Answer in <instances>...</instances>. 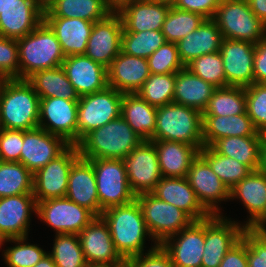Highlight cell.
Returning <instances> with one entry per match:
<instances>
[{
  "instance_id": "cell-29",
  "label": "cell",
  "mask_w": 266,
  "mask_h": 267,
  "mask_svg": "<svg viewBox=\"0 0 266 267\" xmlns=\"http://www.w3.org/2000/svg\"><path fill=\"white\" fill-rule=\"evenodd\" d=\"M58 39L65 55L85 54L94 22L81 18H44Z\"/></svg>"
},
{
  "instance_id": "cell-4",
  "label": "cell",
  "mask_w": 266,
  "mask_h": 267,
  "mask_svg": "<svg viewBox=\"0 0 266 267\" xmlns=\"http://www.w3.org/2000/svg\"><path fill=\"white\" fill-rule=\"evenodd\" d=\"M17 44L19 79L27 80L35 72L62 66L66 58L55 33L44 21L17 39Z\"/></svg>"
},
{
  "instance_id": "cell-66",
  "label": "cell",
  "mask_w": 266,
  "mask_h": 267,
  "mask_svg": "<svg viewBox=\"0 0 266 267\" xmlns=\"http://www.w3.org/2000/svg\"><path fill=\"white\" fill-rule=\"evenodd\" d=\"M0 105H1V79H0Z\"/></svg>"
},
{
  "instance_id": "cell-28",
  "label": "cell",
  "mask_w": 266,
  "mask_h": 267,
  "mask_svg": "<svg viewBox=\"0 0 266 267\" xmlns=\"http://www.w3.org/2000/svg\"><path fill=\"white\" fill-rule=\"evenodd\" d=\"M239 199L250 214L244 223L251 228L266 211V174L260 170L252 171L248 176L229 190V199Z\"/></svg>"
},
{
  "instance_id": "cell-26",
  "label": "cell",
  "mask_w": 266,
  "mask_h": 267,
  "mask_svg": "<svg viewBox=\"0 0 266 267\" xmlns=\"http://www.w3.org/2000/svg\"><path fill=\"white\" fill-rule=\"evenodd\" d=\"M152 193L164 202L183 210L194 221L211 216L198 201L187 177H162Z\"/></svg>"
},
{
  "instance_id": "cell-56",
  "label": "cell",
  "mask_w": 266,
  "mask_h": 267,
  "mask_svg": "<svg viewBox=\"0 0 266 267\" xmlns=\"http://www.w3.org/2000/svg\"><path fill=\"white\" fill-rule=\"evenodd\" d=\"M251 11L266 25V0H247Z\"/></svg>"
},
{
  "instance_id": "cell-57",
  "label": "cell",
  "mask_w": 266,
  "mask_h": 267,
  "mask_svg": "<svg viewBox=\"0 0 266 267\" xmlns=\"http://www.w3.org/2000/svg\"><path fill=\"white\" fill-rule=\"evenodd\" d=\"M258 170L266 174V134L262 135L260 165Z\"/></svg>"
},
{
  "instance_id": "cell-44",
  "label": "cell",
  "mask_w": 266,
  "mask_h": 267,
  "mask_svg": "<svg viewBox=\"0 0 266 267\" xmlns=\"http://www.w3.org/2000/svg\"><path fill=\"white\" fill-rule=\"evenodd\" d=\"M56 267H83L86 264L77 234H56L48 252Z\"/></svg>"
},
{
  "instance_id": "cell-42",
  "label": "cell",
  "mask_w": 266,
  "mask_h": 267,
  "mask_svg": "<svg viewBox=\"0 0 266 267\" xmlns=\"http://www.w3.org/2000/svg\"><path fill=\"white\" fill-rule=\"evenodd\" d=\"M175 73L152 74L136 92L152 106L160 107L173 102Z\"/></svg>"
},
{
  "instance_id": "cell-10",
  "label": "cell",
  "mask_w": 266,
  "mask_h": 267,
  "mask_svg": "<svg viewBox=\"0 0 266 267\" xmlns=\"http://www.w3.org/2000/svg\"><path fill=\"white\" fill-rule=\"evenodd\" d=\"M38 218L54 229L56 234H79L97 216L67 197L37 202Z\"/></svg>"
},
{
  "instance_id": "cell-27",
  "label": "cell",
  "mask_w": 266,
  "mask_h": 267,
  "mask_svg": "<svg viewBox=\"0 0 266 267\" xmlns=\"http://www.w3.org/2000/svg\"><path fill=\"white\" fill-rule=\"evenodd\" d=\"M65 197L99 216V199L93 165L79 158L71 167Z\"/></svg>"
},
{
  "instance_id": "cell-48",
  "label": "cell",
  "mask_w": 266,
  "mask_h": 267,
  "mask_svg": "<svg viewBox=\"0 0 266 267\" xmlns=\"http://www.w3.org/2000/svg\"><path fill=\"white\" fill-rule=\"evenodd\" d=\"M149 71L152 74L177 73L185 66L181 62L178 48L174 42H166L148 58Z\"/></svg>"
},
{
  "instance_id": "cell-34",
  "label": "cell",
  "mask_w": 266,
  "mask_h": 267,
  "mask_svg": "<svg viewBox=\"0 0 266 267\" xmlns=\"http://www.w3.org/2000/svg\"><path fill=\"white\" fill-rule=\"evenodd\" d=\"M157 107L150 105L137 93H124L121 116L143 138L150 140L156 128Z\"/></svg>"
},
{
  "instance_id": "cell-50",
  "label": "cell",
  "mask_w": 266,
  "mask_h": 267,
  "mask_svg": "<svg viewBox=\"0 0 266 267\" xmlns=\"http://www.w3.org/2000/svg\"><path fill=\"white\" fill-rule=\"evenodd\" d=\"M241 238L247 243L248 267H266V234L245 228Z\"/></svg>"
},
{
  "instance_id": "cell-21",
  "label": "cell",
  "mask_w": 266,
  "mask_h": 267,
  "mask_svg": "<svg viewBox=\"0 0 266 267\" xmlns=\"http://www.w3.org/2000/svg\"><path fill=\"white\" fill-rule=\"evenodd\" d=\"M171 5L163 0H132L116 12L123 23V32L161 31Z\"/></svg>"
},
{
  "instance_id": "cell-1",
  "label": "cell",
  "mask_w": 266,
  "mask_h": 267,
  "mask_svg": "<svg viewBox=\"0 0 266 267\" xmlns=\"http://www.w3.org/2000/svg\"><path fill=\"white\" fill-rule=\"evenodd\" d=\"M107 223L113 244L126 261L144 253L147 235L157 244L147 230L142 210L138 201L107 208L101 213Z\"/></svg>"
},
{
  "instance_id": "cell-5",
  "label": "cell",
  "mask_w": 266,
  "mask_h": 267,
  "mask_svg": "<svg viewBox=\"0 0 266 267\" xmlns=\"http://www.w3.org/2000/svg\"><path fill=\"white\" fill-rule=\"evenodd\" d=\"M203 116L195 108L177 103L157 107L156 128L150 140H168L204 147Z\"/></svg>"
},
{
  "instance_id": "cell-61",
  "label": "cell",
  "mask_w": 266,
  "mask_h": 267,
  "mask_svg": "<svg viewBox=\"0 0 266 267\" xmlns=\"http://www.w3.org/2000/svg\"><path fill=\"white\" fill-rule=\"evenodd\" d=\"M132 0H105L106 4L113 10L117 11L122 5Z\"/></svg>"
},
{
  "instance_id": "cell-60",
  "label": "cell",
  "mask_w": 266,
  "mask_h": 267,
  "mask_svg": "<svg viewBox=\"0 0 266 267\" xmlns=\"http://www.w3.org/2000/svg\"><path fill=\"white\" fill-rule=\"evenodd\" d=\"M33 267H56L51 255L47 253L43 258Z\"/></svg>"
},
{
  "instance_id": "cell-8",
  "label": "cell",
  "mask_w": 266,
  "mask_h": 267,
  "mask_svg": "<svg viewBox=\"0 0 266 267\" xmlns=\"http://www.w3.org/2000/svg\"><path fill=\"white\" fill-rule=\"evenodd\" d=\"M150 237L161 244L166 238L177 234L194 220L183 210L164 202L153 193L136 196Z\"/></svg>"
},
{
  "instance_id": "cell-24",
  "label": "cell",
  "mask_w": 266,
  "mask_h": 267,
  "mask_svg": "<svg viewBox=\"0 0 266 267\" xmlns=\"http://www.w3.org/2000/svg\"><path fill=\"white\" fill-rule=\"evenodd\" d=\"M149 76L147 59L122 51L107 68L108 86L121 93H136Z\"/></svg>"
},
{
  "instance_id": "cell-43",
  "label": "cell",
  "mask_w": 266,
  "mask_h": 267,
  "mask_svg": "<svg viewBox=\"0 0 266 267\" xmlns=\"http://www.w3.org/2000/svg\"><path fill=\"white\" fill-rule=\"evenodd\" d=\"M166 42L162 31L122 32L121 51L147 59Z\"/></svg>"
},
{
  "instance_id": "cell-15",
  "label": "cell",
  "mask_w": 266,
  "mask_h": 267,
  "mask_svg": "<svg viewBox=\"0 0 266 267\" xmlns=\"http://www.w3.org/2000/svg\"><path fill=\"white\" fill-rule=\"evenodd\" d=\"M204 241L205 219L193 221L160 245L169 254L174 267H201Z\"/></svg>"
},
{
  "instance_id": "cell-46",
  "label": "cell",
  "mask_w": 266,
  "mask_h": 267,
  "mask_svg": "<svg viewBox=\"0 0 266 267\" xmlns=\"http://www.w3.org/2000/svg\"><path fill=\"white\" fill-rule=\"evenodd\" d=\"M27 239L28 237L8 239L10 243H15L2 254L8 267H33L48 253L37 244H28Z\"/></svg>"
},
{
  "instance_id": "cell-14",
  "label": "cell",
  "mask_w": 266,
  "mask_h": 267,
  "mask_svg": "<svg viewBox=\"0 0 266 267\" xmlns=\"http://www.w3.org/2000/svg\"><path fill=\"white\" fill-rule=\"evenodd\" d=\"M187 179L204 209L210 215H221L218 205L230 200L229 189L200 154L191 162Z\"/></svg>"
},
{
  "instance_id": "cell-36",
  "label": "cell",
  "mask_w": 266,
  "mask_h": 267,
  "mask_svg": "<svg viewBox=\"0 0 266 267\" xmlns=\"http://www.w3.org/2000/svg\"><path fill=\"white\" fill-rule=\"evenodd\" d=\"M27 81L33 86L39 98L54 97L71 101L79 100V96L62 66L35 72Z\"/></svg>"
},
{
  "instance_id": "cell-39",
  "label": "cell",
  "mask_w": 266,
  "mask_h": 267,
  "mask_svg": "<svg viewBox=\"0 0 266 267\" xmlns=\"http://www.w3.org/2000/svg\"><path fill=\"white\" fill-rule=\"evenodd\" d=\"M199 154L229 190L252 172L248 166L233 158L220 155L211 146L202 147Z\"/></svg>"
},
{
  "instance_id": "cell-22",
  "label": "cell",
  "mask_w": 266,
  "mask_h": 267,
  "mask_svg": "<svg viewBox=\"0 0 266 267\" xmlns=\"http://www.w3.org/2000/svg\"><path fill=\"white\" fill-rule=\"evenodd\" d=\"M32 212H37L33 194L0 198V233L7 239L28 237Z\"/></svg>"
},
{
  "instance_id": "cell-65",
  "label": "cell",
  "mask_w": 266,
  "mask_h": 267,
  "mask_svg": "<svg viewBox=\"0 0 266 267\" xmlns=\"http://www.w3.org/2000/svg\"><path fill=\"white\" fill-rule=\"evenodd\" d=\"M164 2L173 5L177 0H163Z\"/></svg>"
},
{
  "instance_id": "cell-18",
  "label": "cell",
  "mask_w": 266,
  "mask_h": 267,
  "mask_svg": "<svg viewBox=\"0 0 266 267\" xmlns=\"http://www.w3.org/2000/svg\"><path fill=\"white\" fill-rule=\"evenodd\" d=\"M79 241L86 263L125 266V260L117 252L107 223L97 216L79 234Z\"/></svg>"
},
{
  "instance_id": "cell-7",
  "label": "cell",
  "mask_w": 266,
  "mask_h": 267,
  "mask_svg": "<svg viewBox=\"0 0 266 267\" xmlns=\"http://www.w3.org/2000/svg\"><path fill=\"white\" fill-rule=\"evenodd\" d=\"M94 168L99 199V216L107 208L136 199L126 175L123 159H86Z\"/></svg>"
},
{
  "instance_id": "cell-58",
  "label": "cell",
  "mask_w": 266,
  "mask_h": 267,
  "mask_svg": "<svg viewBox=\"0 0 266 267\" xmlns=\"http://www.w3.org/2000/svg\"><path fill=\"white\" fill-rule=\"evenodd\" d=\"M251 229L266 234V211L263 216L251 227Z\"/></svg>"
},
{
  "instance_id": "cell-31",
  "label": "cell",
  "mask_w": 266,
  "mask_h": 267,
  "mask_svg": "<svg viewBox=\"0 0 266 267\" xmlns=\"http://www.w3.org/2000/svg\"><path fill=\"white\" fill-rule=\"evenodd\" d=\"M157 151L163 177L184 178L188 176L191 162L199 154L192 145L168 140H149Z\"/></svg>"
},
{
  "instance_id": "cell-53",
  "label": "cell",
  "mask_w": 266,
  "mask_h": 267,
  "mask_svg": "<svg viewBox=\"0 0 266 267\" xmlns=\"http://www.w3.org/2000/svg\"><path fill=\"white\" fill-rule=\"evenodd\" d=\"M221 0H177L172 6L183 11L202 15L205 19H212Z\"/></svg>"
},
{
  "instance_id": "cell-11",
  "label": "cell",
  "mask_w": 266,
  "mask_h": 267,
  "mask_svg": "<svg viewBox=\"0 0 266 267\" xmlns=\"http://www.w3.org/2000/svg\"><path fill=\"white\" fill-rule=\"evenodd\" d=\"M80 158L76 145H70L61 155L33 174V196L36 202L65 197L72 165Z\"/></svg>"
},
{
  "instance_id": "cell-19",
  "label": "cell",
  "mask_w": 266,
  "mask_h": 267,
  "mask_svg": "<svg viewBox=\"0 0 266 267\" xmlns=\"http://www.w3.org/2000/svg\"><path fill=\"white\" fill-rule=\"evenodd\" d=\"M71 144L64 138L38 127L23 131L22 163L33 174L61 155Z\"/></svg>"
},
{
  "instance_id": "cell-37",
  "label": "cell",
  "mask_w": 266,
  "mask_h": 267,
  "mask_svg": "<svg viewBox=\"0 0 266 267\" xmlns=\"http://www.w3.org/2000/svg\"><path fill=\"white\" fill-rule=\"evenodd\" d=\"M112 12L105 0H56L44 13V18H81L97 22Z\"/></svg>"
},
{
  "instance_id": "cell-51",
  "label": "cell",
  "mask_w": 266,
  "mask_h": 267,
  "mask_svg": "<svg viewBox=\"0 0 266 267\" xmlns=\"http://www.w3.org/2000/svg\"><path fill=\"white\" fill-rule=\"evenodd\" d=\"M23 131L0 128V157L4 162H20Z\"/></svg>"
},
{
  "instance_id": "cell-12",
  "label": "cell",
  "mask_w": 266,
  "mask_h": 267,
  "mask_svg": "<svg viewBox=\"0 0 266 267\" xmlns=\"http://www.w3.org/2000/svg\"><path fill=\"white\" fill-rule=\"evenodd\" d=\"M126 175L135 196L152 193L163 177L154 144L144 140L124 159Z\"/></svg>"
},
{
  "instance_id": "cell-20",
  "label": "cell",
  "mask_w": 266,
  "mask_h": 267,
  "mask_svg": "<svg viewBox=\"0 0 266 267\" xmlns=\"http://www.w3.org/2000/svg\"><path fill=\"white\" fill-rule=\"evenodd\" d=\"M227 86L247 87L254 83L255 44L223 39L220 47Z\"/></svg>"
},
{
  "instance_id": "cell-62",
  "label": "cell",
  "mask_w": 266,
  "mask_h": 267,
  "mask_svg": "<svg viewBox=\"0 0 266 267\" xmlns=\"http://www.w3.org/2000/svg\"><path fill=\"white\" fill-rule=\"evenodd\" d=\"M16 0H0V14L3 9L8 7L10 4L15 2Z\"/></svg>"
},
{
  "instance_id": "cell-33",
  "label": "cell",
  "mask_w": 266,
  "mask_h": 267,
  "mask_svg": "<svg viewBox=\"0 0 266 267\" xmlns=\"http://www.w3.org/2000/svg\"><path fill=\"white\" fill-rule=\"evenodd\" d=\"M216 89L184 67L175 73L173 102L203 112Z\"/></svg>"
},
{
  "instance_id": "cell-52",
  "label": "cell",
  "mask_w": 266,
  "mask_h": 267,
  "mask_svg": "<svg viewBox=\"0 0 266 267\" xmlns=\"http://www.w3.org/2000/svg\"><path fill=\"white\" fill-rule=\"evenodd\" d=\"M126 267H174L169 254L160 244H154L147 253L127 259Z\"/></svg>"
},
{
  "instance_id": "cell-49",
  "label": "cell",
  "mask_w": 266,
  "mask_h": 267,
  "mask_svg": "<svg viewBox=\"0 0 266 267\" xmlns=\"http://www.w3.org/2000/svg\"><path fill=\"white\" fill-rule=\"evenodd\" d=\"M19 79L17 39L0 35V79Z\"/></svg>"
},
{
  "instance_id": "cell-6",
  "label": "cell",
  "mask_w": 266,
  "mask_h": 267,
  "mask_svg": "<svg viewBox=\"0 0 266 267\" xmlns=\"http://www.w3.org/2000/svg\"><path fill=\"white\" fill-rule=\"evenodd\" d=\"M212 20L223 39L256 44L266 36V25L251 11L247 0H221Z\"/></svg>"
},
{
  "instance_id": "cell-64",
  "label": "cell",
  "mask_w": 266,
  "mask_h": 267,
  "mask_svg": "<svg viewBox=\"0 0 266 267\" xmlns=\"http://www.w3.org/2000/svg\"><path fill=\"white\" fill-rule=\"evenodd\" d=\"M6 242H9L8 239L2 233H0V247H2V245H4Z\"/></svg>"
},
{
  "instance_id": "cell-59",
  "label": "cell",
  "mask_w": 266,
  "mask_h": 267,
  "mask_svg": "<svg viewBox=\"0 0 266 267\" xmlns=\"http://www.w3.org/2000/svg\"><path fill=\"white\" fill-rule=\"evenodd\" d=\"M36 6L43 12H47L56 0H33Z\"/></svg>"
},
{
  "instance_id": "cell-55",
  "label": "cell",
  "mask_w": 266,
  "mask_h": 267,
  "mask_svg": "<svg viewBox=\"0 0 266 267\" xmlns=\"http://www.w3.org/2000/svg\"><path fill=\"white\" fill-rule=\"evenodd\" d=\"M254 83H266V36L255 44Z\"/></svg>"
},
{
  "instance_id": "cell-23",
  "label": "cell",
  "mask_w": 266,
  "mask_h": 267,
  "mask_svg": "<svg viewBox=\"0 0 266 267\" xmlns=\"http://www.w3.org/2000/svg\"><path fill=\"white\" fill-rule=\"evenodd\" d=\"M62 67L79 97L104 90L107 68L85 54L67 56Z\"/></svg>"
},
{
  "instance_id": "cell-3",
  "label": "cell",
  "mask_w": 266,
  "mask_h": 267,
  "mask_svg": "<svg viewBox=\"0 0 266 267\" xmlns=\"http://www.w3.org/2000/svg\"><path fill=\"white\" fill-rule=\"evenodd\" d=\"M39 108L40 98L27 80L1 79L0 128H38Z\"/></svg>"
},
{
  "instance_id": "cell-2",
  "label": "cell",
  "mask_w": 266,
  "mask_h": 267,
  "mask_svg": "<svg viewBox=\"0 0 266 267\" xmlns=\"http://www.w3.org/2000/svg\"><path fill=\"white\" fill-rule=\"evenodd\" d=\"M143 141L120 116L86 134L76 146L83 159H124Z\"/></svg>"
},
{
  "instance_id": "cell-40",
  "label": "cell",
  "mask_w": 266,
  "mask_h": 267,
  "mask_svg": "<svg viewBox=\"0 0 266 267\" xmlns=\"http://www.w3.org/2000/svg\"><path fill=\"white\" fill-rule=\"evenodd\" d=\"M33 194V173L20 162L0 161V198Z\"/></svg>"
},
{
  "instance_id": "cell-9",
  "label": "cell",
  "mask_w": 266,
  "mask_h": 267,
  "mask_svg": "<svg viewBox=\"0 0 266 267\" xmlns=\"http://www.w3.org/2000/svg\"><path fill=\"white\" fill-rule=\"evenodd\" d=\"M123 94L107 86L104 90L79 97L77 143L92 130L121 116Z\"/></svg>"
},
{
  "instance_id": "cell-63",
  "label": "cell",
  "mask_w": 266,
  "mask_h": 267,
  "mask_svg": "<svg viewBox=\"0 0 266 267\" xmlns=\"http://www.w3.org/2000/svg\"><path fill=\"white\" fill-rule=\"evenodd\" d=\"M83 267H111L106 264L86 263Z\"/></svg>"
},
{
  "instance_id": "cell-32",
  "label": "cell",
  "mask_w": 266,
  "mask_h": 267,
  "mask_svg": "<svg viewBox=\"0 0 266 267\" xmlns=\"http://www.w3.org/2000/svg\"><path fill=\"white\" fill-rule=\"evenodd\" d=\"M202 116L204 146H212L220 138L257 136L259 134L246 112L233 116Z\"/></svg>"
},
{
  "instance_id": "cell-54",
  "label": "cell",
  "mask_w": 266,
  "mask_h": 267,
  "mask_svg": "<svg viewBox=\"0 0 266 267\" xmlns=\"http://www.w3.org/2000/svg\"><path fill=\"white\" fill-rule=\"evenodd\" d=\"M219 267H248L247 243L242 238L226 253Z\"/></svg>"
},
{
  "instance_id": "cell-41",
  "label": "cell",
  "mask_w": 266,
  "mask_h": 267,
  "mask_svg": "<svg viewBox=\"0 0 266 267\" xmlns=\"http://www.w3.org/2000/svg\"><path fill=\"white\" fill-rule=\"evenodd\" d=\"M205 18L197 13L170 7L162 26V33L167 42L177 43L189 33L195 31Z\"/></svg>"
},
{
  "instance_id": "cell-16",
  "label": "cell",
  "mask_w": 266,
  "mask_h": 267,
  "mask_svg": "<svg viewBox=\"0 0 266 267\" xmlns=\"http://www.w3.org/2000/svg\"><path fill=\"white\" fill-rule=\"evenodd\" d=\"M78 101L63 98H40L39 127L50 134L77 144Z\"/></svg>"
},
{
  "instance_id": "cell-30",
  "label": "cell",
  "mask_w": 266,
  "mask_h": 267,
  "mask_svg": "<svg viewBox=\"0 0 266 267\" xmlns=\"http://www.w3.org/2000/svg\"><path fill=\"white\" fill-rule=\"evenodd\" d=\"M222 40L216 23L205 19L195 31L176 43L181 62L186 66L195 58L220 51Z\"/></svg>"
},
{
  "instance_id": "cell-47",
  "label": "cell",
  "mask_w": 266,
  "mask_h": 267,
  "mask_svg": "<svg viewBox=\"0 0 266 267\" xmlns=\"http://www.w3.org/2000/svg\"><path fill=\"white\" fill-rule=\"evenodd\" d=\"M246 113L259 133L266 134V83L245 87Z\"/></svg>"
},
{
  "instance_id": "cell-13",
  "label": "cell",
  "mask_w": 266,
  "mask_h": 267,
  "mask_svg": "<svg viewBox=\"0 0 266 267\" xmlns=\"http://www.w3.org/2000/svg\"><path fill=\"white\" fill-rule=\"evenodd\" d=\"M244 223L211 215L205 219V241L201 267H219L226 253L242 237Z\"/></svg>"
},
{
  "instance_id": "cell-17",
  "label": "cell",
  "mask_w": 266,
  "mask_h": 267,
  "mask_svg": "<svg viewBox=\"0 0 266 267\" xmlns=\"http://www.w3.org/2000/svg\"><path fill=\"white\" fill-rule=\"evenodd\" d=\"M122 32V19L116 11L94 22L85 55L108 68L121 52Z\"/></svg>"
},
{
  "instance_id": "cell-38",
  "label": "cell",
  "mask_w": 266,
  "mask_h": 267,
  "mask_svg": "<svg viewBox=\"0 0 266 267\" xmlns=\"http://www.w3.org/2000/svg\"><path fill=\"white\" fill-rule=\"evenodd\" d=\"M246 112L245 87L217 88L202 115L233 116Z\"/></svg>"
},
{
  "instance_id": "cell-25",
  "label": "cell",
  "mask_w": 266,
  "mask_h": 267,
  "mask_svg": "<svg viewBox=\"0 0 266 267\" xmlns=\"http://www.w3.org/2000/svg\"><path fill=\"white\" fill-rule=\"evenodd\" d=\"M44 21V13L33 0H16L0 14V35L19 39Z\"/></svg>"
},
{
  "instance_id": "cell-45",
  "label": "cell",
  "mask_w": 266,
  "mask_h": 267,
  "mask_svg": "<svg viewBox=\"0 0 266 267\" xmlns=\"http://www.w3.org/2000/svg\"><path fill=\"white\" fill-rule=\"evenodd\" d=\"M185 67L216 88L227 87L223 59L219 51L195 58Z\"/></svg>"
},
{
  "instance_id": "cell-35",
  "label": "cell",
  "mask_w": 266,
  "mask_h": 267,
  "mask_svg": "<svg viewBox=\"0 0 266 267\" xmlns=\"http://www.w3.org/2000/svg\"><path fill=\"white\" fill-rule=\"evenodd\" d=\"M262 133L257 136H230L220 138L211 147L220 155L237 160L257 171L260 165Z\"/></svg>"
}]
</instances>
